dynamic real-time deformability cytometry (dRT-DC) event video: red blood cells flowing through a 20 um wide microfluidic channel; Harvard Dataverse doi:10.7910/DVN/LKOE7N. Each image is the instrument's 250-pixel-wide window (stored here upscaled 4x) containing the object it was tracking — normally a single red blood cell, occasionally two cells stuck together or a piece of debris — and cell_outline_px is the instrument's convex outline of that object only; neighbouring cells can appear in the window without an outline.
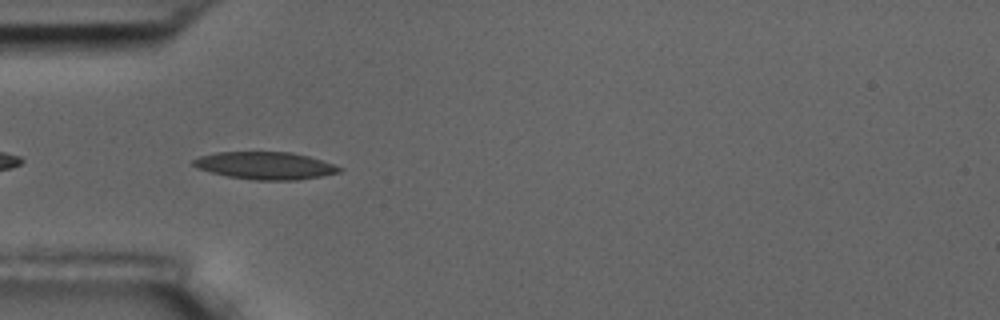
{"species": "common noctule bat (a hibernating species)", "species_latin": "Nyctalus noctula", "temperature_condition": "room temperature", "stored_images_in_passage": 2, "camera_frame_rate_fps": 3000, "um_per_image_px": 0.085, "animal": {"sex": "male", "body_mass_g": 17.5, "forearm_length_mm": 52.3}, "frame": {"image": 1, "passage_image": 1, "time_ms": 0.0, "image_size_px": [1000, 320], "cell_outline_px": [[344, 168], [340, 172], [320, 176], [296, 180], [256, 180], [228, 176], [196, 168], [192, 164], [192, 160], [200, 156], [216, 152], [292, 152], [308, 156]], "centroid_in_image_um": [22.53, 14.07], "position_along_channel_um": 62.5, "area_um2": 23.18}}